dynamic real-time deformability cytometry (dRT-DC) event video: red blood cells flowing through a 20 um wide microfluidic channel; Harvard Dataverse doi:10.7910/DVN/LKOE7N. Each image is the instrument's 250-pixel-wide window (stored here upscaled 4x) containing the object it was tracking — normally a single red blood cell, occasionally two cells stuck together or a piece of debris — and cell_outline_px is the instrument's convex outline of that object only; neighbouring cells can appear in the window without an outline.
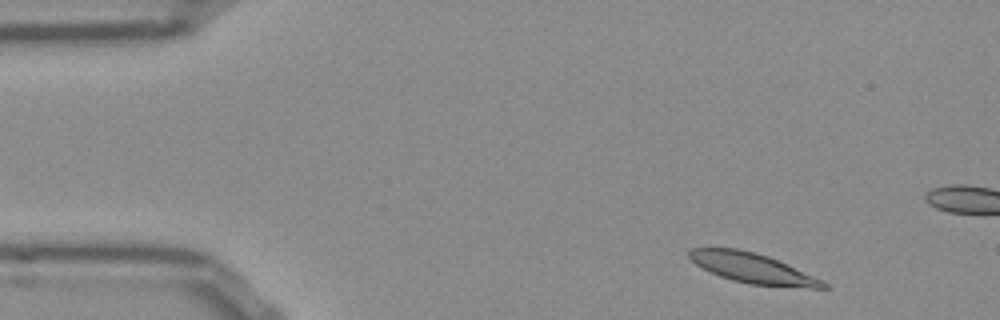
{"species": "Egyptian fruit bat (a non-hibernating species)", "species_latin": "Rousettus aegyptiacus", "temperature_condition": "room temperature", "stored_images_in_passage": 10, "camera_frame_rate_fps": 3000, "um_per_image_px": 0.085, "frame": {"image": 1, "passage_image": 1, "time_ms": 0.0, "image_size_px": [1000, 320], "cell_outline_px": [[828, 288], [812, 288], [748, 284], [732, 280], [720, 276], [696, 264], [688, 256], [688, 252], [692, 248], [736, 248], [768, 256], [824, 280], [828, 284]], "centroid_in_image_um": [64.0, 22.8], "position_along_channel_um": 21.0, "area_um2": 23.18}}